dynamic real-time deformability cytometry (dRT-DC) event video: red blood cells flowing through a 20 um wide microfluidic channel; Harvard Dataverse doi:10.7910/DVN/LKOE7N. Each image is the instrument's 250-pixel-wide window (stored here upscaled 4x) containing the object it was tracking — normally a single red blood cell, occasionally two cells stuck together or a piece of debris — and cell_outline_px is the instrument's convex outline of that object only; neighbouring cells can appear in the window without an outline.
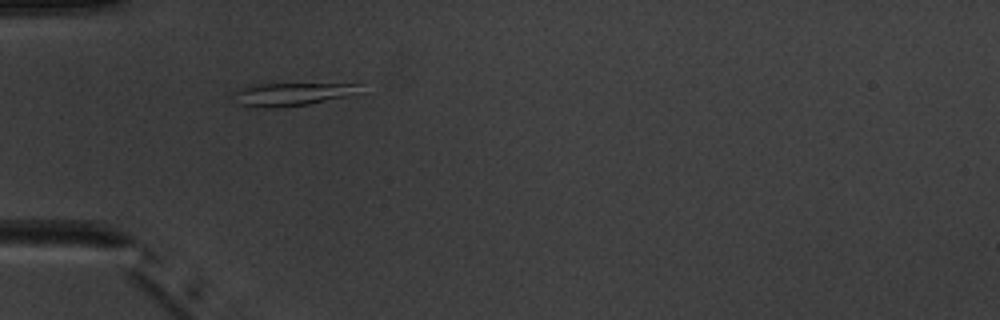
{"species": "common noctule bat (a hibernating species)", "species_latin": "Nyctalus noctula", "temperature_condition": "warm", "stored_images_in_passage": 5, "camera_frame_rate_fps": 3000, "um_per_image_px": 0.085, "animal": {"sex": "male", "body_mass_g": 20.1, "forearm_length_mm": 53.5}, "frame": {"image": 1, "passage_image": 1, "time_ms": 0.0, "image_size_px": [1000, 320], "cell_outline_px": [[360, 92], [352, 96], [308, 104], [280, 108], [256, 108], [240, 104], [232, 92], [256, 84], [360, 84]], "centroid_in_image_um": [24.86, 8.02], "position_along_channel_um": 60.1, "area_um2": 16.94}}
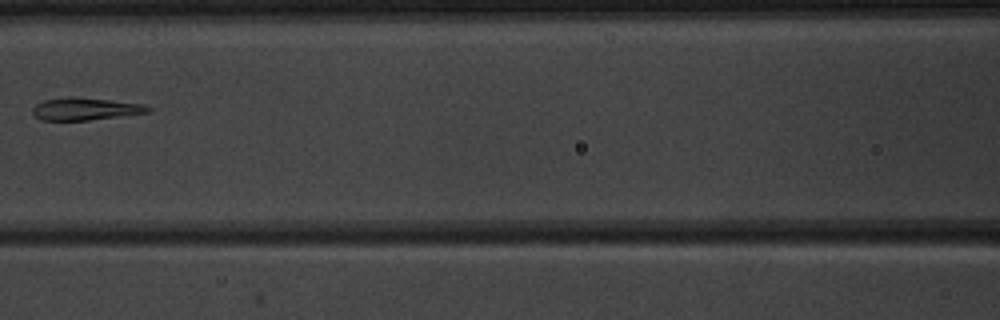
{"frame": {"image": 2, "passage_image": 3, "time_ms": 2.667, "image_size_px": [1000, 320], "cell_outline_px": [[152, 112], [88, 120], [40, 120], [32, 112], [32, 108], [36, 104], [44, 100], [68, 96], [76, 96], [144, 104], [152, 108]], "centroid_in_image_um": [7.26, 9.25], "position_along_channel_um": 159.3, "area_um2": 15.2}}
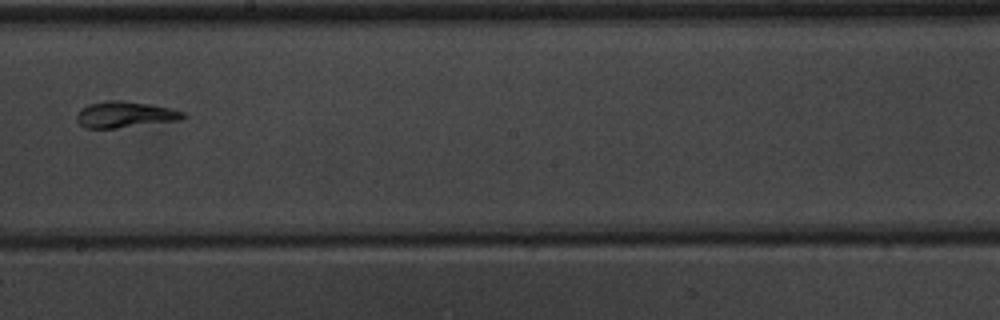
{"frame": {"image": 3, "passage_image": 5, "time_ms": 4.667, "image_size_px": [1000, 320], "cell_outline_px": [[188, 116], [180, 120], [116, 128], [84, 128], [76, 120], [76, 116], [80, 108], [88, 104], [108, 100], [120, 100], [148, 104], [172, 108], [184, 112]], "centroid_in_image_um": [10.61, 9.73], "position_along_channel_um": 237.6, "area_um2": 16.3}}